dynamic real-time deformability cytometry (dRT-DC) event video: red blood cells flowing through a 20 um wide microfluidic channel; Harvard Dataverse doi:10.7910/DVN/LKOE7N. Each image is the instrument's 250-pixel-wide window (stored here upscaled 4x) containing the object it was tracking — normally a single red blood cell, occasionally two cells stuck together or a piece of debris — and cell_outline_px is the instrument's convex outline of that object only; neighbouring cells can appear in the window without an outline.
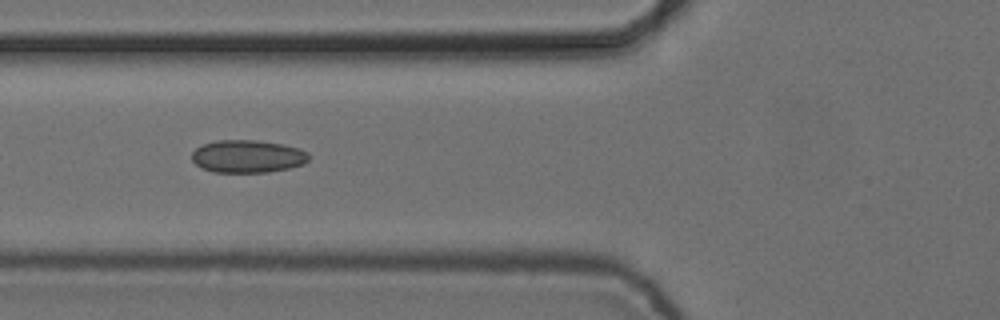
{"species": "common noctule bat (a hibernating species)", "species_latin": "Nyctalus noctula", "temperature_condition": "cold", "stored_images_in_passage": 10, "camera_frame_rate_fps": 3000, "um_per_image_px": 0.085, "animal": {"sex": "female", "body_mass_g": 24.6, "forearm_length_mm": 56.2}, "frame": {"image": 1, "passage_image": 6, "time_ms": 1.667, "image_size_px": [1000, 320], "cell_outline_px": [[308, 160], [304, 164], [288, 168], [268, 172], [212, 172], [200, 168], [192, 160], [192, 152], [200, 144], [216, 140], [256, 140], [284, 144], [300, 148], [308, 152]], "centroid_in_image_um": [21.02, 13.28], "position_along_channel_um": 104.8, "area_um2": 22.54}}
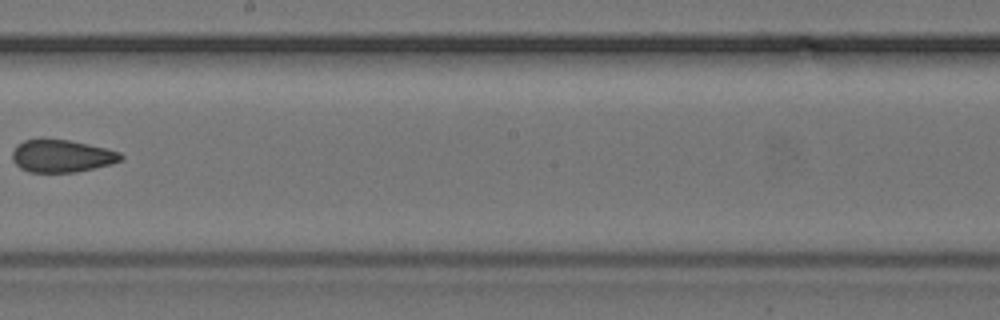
{"frame": {"image": 2, "passage_image": 9, "time_ms": 2.667, "image_size_px": [1000, 320], "cell_outline_px": [[124, 160], [112, 164], [76, 172], [28, 172], [20, 168], [12, 160], [12, 152], [16, 144], [24, 140], [68, 140], [88, 144], [120, 152], [124, 156]], "centroid_in_image_um": [5.26, 13.27], "position_along_channel_um": 242.9, "area_um2": 20.52}}
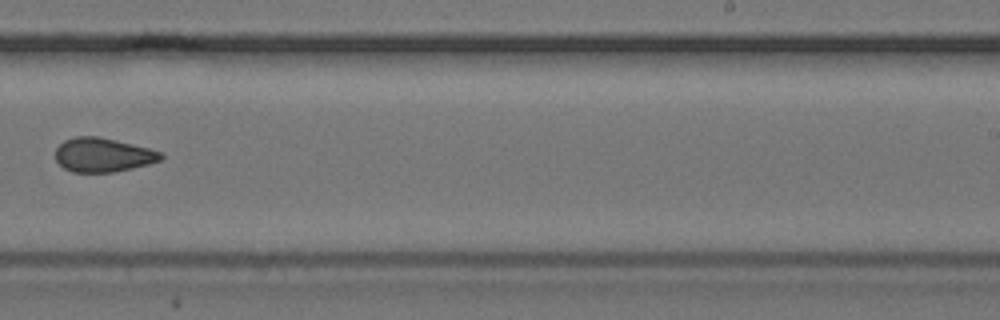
{"frame": {"image": 3, "passage_image": 10, "time_ms": 3.0, "image_size_px": [1000, 320], "cell_outline_px": [[164, 156], [160, 160], [148, 164], [132, 168], [112, 172], [72, 172], [64, 168], [56, 160], [56, 148], [64, 140], [76, 136], [100, 136], [148, 148], [160, 152]], "centroid_in_image_um": [8.73, 13.16], "position_along_channel_um": 280.3, "area_um2": 20.81}}